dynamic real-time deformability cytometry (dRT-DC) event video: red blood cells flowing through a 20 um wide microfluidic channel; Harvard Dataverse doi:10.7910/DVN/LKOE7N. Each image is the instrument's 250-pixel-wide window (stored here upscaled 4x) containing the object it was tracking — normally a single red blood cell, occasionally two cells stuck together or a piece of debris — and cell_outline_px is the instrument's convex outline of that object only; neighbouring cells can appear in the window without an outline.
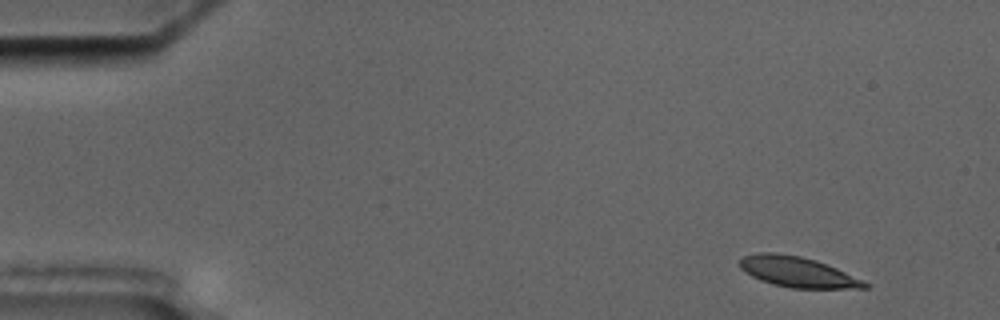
{"species": "common noctule bat (a hibernating species)", "species_latin": "Nyctalus noctula", "temperature_condition": "cold", "stored_images_in_passage": 3, "camera_frame_rate_fps": 3000, "um_per_image_px": 0.085, "animal": {"sex": "male", "body_mass_g": 17.5, "forearm_length_mm": 52.3}, "frame": {"image": 1, "passage_image": 1, "time_ms": 0.0, "image_size_px": [1000, 320], "cell_outline_px": [[872, 284], [868, 288], [792, 288], [772, 284], [760, 280], [744, 272], [740, 268], [740, 260], [744, 256], [760, 252], [776, 252], [800, 256], [816, 260], [836, 268]], "centroid_in_image_um": [67.79, 23.12], "position_along_channel_um": 17.2, "area_um2": 22.14}}